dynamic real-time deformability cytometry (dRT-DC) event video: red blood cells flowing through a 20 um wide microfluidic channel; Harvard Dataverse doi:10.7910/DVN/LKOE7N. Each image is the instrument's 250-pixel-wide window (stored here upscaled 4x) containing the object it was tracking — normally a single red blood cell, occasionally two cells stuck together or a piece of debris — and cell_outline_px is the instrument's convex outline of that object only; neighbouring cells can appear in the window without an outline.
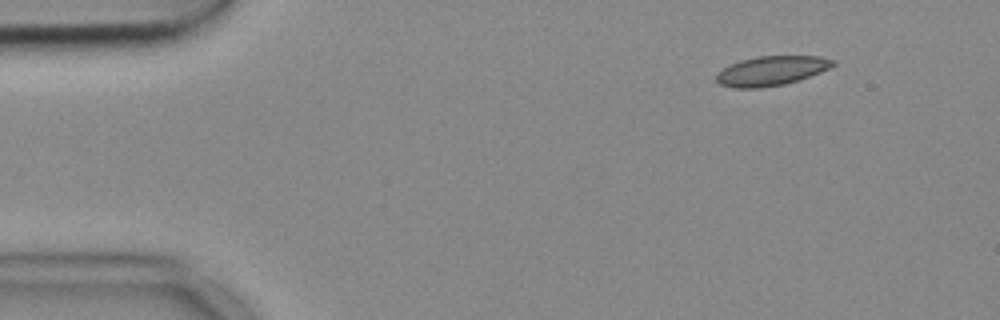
{"species": "common noctule bat (a hibernating species)", "species_latin": "Nyctalus noctula", "temperature_condition": "cold", "stored_images_in_passage": 4, "segment_of_instrument_passage": [2, 2], "camera_frame_rate_fps": 3000, "um_per_image_px": 0.085, "animal": {"sex": "female", "body_mass_g": 18.4}, "frame": {"image": 1, "passage_image": 4, "time_ms": 1.0, "image_size_px": [1000, 320], "cell_outline_px": [[836, 64], [820, 72], [784, 84], [760, 88], [736, 88], [720, 84], [716, 80], [716, 76], [724, 68], [740, 60], [756, 56], [820, 56], [836, 60]], "centroid_in_image_um": [65.58, 6.01], "position_along_channel_um": 19.4, "area_um2": 19.77}}